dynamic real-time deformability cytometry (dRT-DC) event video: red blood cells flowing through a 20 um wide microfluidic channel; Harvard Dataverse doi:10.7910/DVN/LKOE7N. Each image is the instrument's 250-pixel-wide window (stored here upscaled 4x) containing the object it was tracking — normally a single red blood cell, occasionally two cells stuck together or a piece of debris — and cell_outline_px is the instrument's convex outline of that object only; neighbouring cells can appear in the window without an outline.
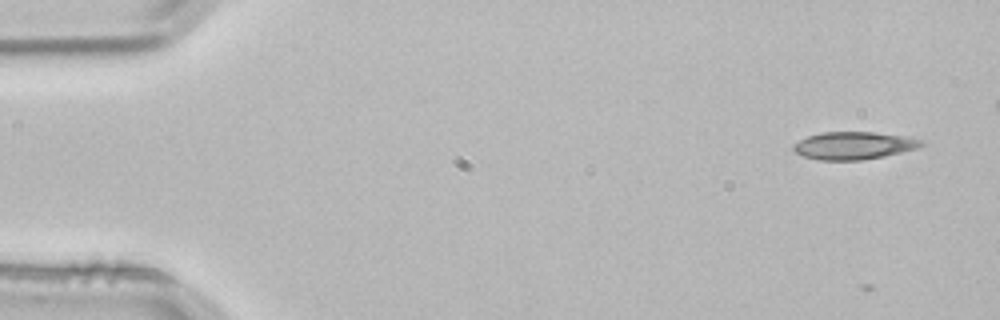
{"species": "common noctule bat (a hibernating species)", "species_latin": "Nyctalus noctula", "temperature_condition": "room temperature", "stored_images_in_passage": 4, "camera_frame_rate_fps": 3000, "um_per_image_px": 0.085, "animal": {"sex": "male", "body_mass_g": 21.5, "forearm_length_mm": 52.0}, "frame": {"image": 1, "passage_image": 1, "time_ms": 0.0, "image_size_px": [1000, 320], "cell_outline_px": [[924, 144], [920, 148], [884, 156], [860, 160], [820, 160], [804, 156], [796, 152], [792, 148], [792, 144], [808, 136], [820, 132], [872, 132], [900, 136], [924, 140]], "centroid_in_image_um": [72.57, 12.37], "position_along_channel_um": 12.4, "area_um2": 20.46}}